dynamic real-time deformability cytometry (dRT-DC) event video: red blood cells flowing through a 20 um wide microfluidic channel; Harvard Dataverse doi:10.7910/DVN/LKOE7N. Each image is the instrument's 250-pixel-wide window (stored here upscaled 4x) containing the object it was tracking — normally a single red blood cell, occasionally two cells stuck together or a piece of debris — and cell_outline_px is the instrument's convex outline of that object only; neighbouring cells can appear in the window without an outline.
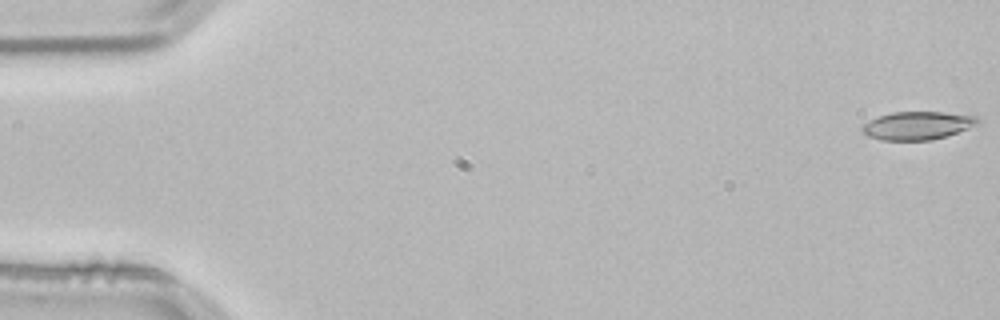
{"species": "common noctule bat (a hibernating species)", "species_latin": "Nyctalus noctula", "temperature_condition": "room temperature", "stored_images_in_passage": 54, "camera_frame_rate_fps": 3000, "um_per_image_px": 0.085, "animal": {"sex": "male", "body_mass_g": 21.5, "forearm_length_mm": 52.0}, "frame": {"image": 1, "passage_image": 1, "time_ms": 0.0, "image_size_px": [1000, 320], "cell_outline_px": [[980, 124], [932, 140], [880, 140], [868, 136], [860, 132], [860, 128], [868, 120], [892, 112], [944, 112], [976, 116], [980, 120]], "centroid_in_image_um": [77.95, 10.67], "position_along_channel_um": 7.0, "area_um2": 18.96}}
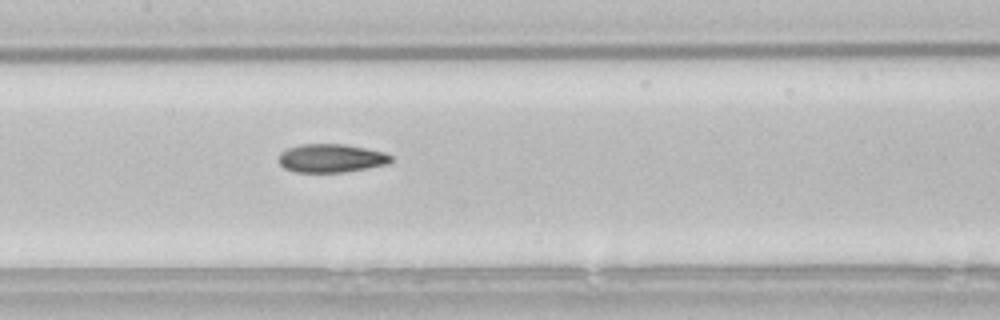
{"frame": {"image": 2, "passage_image": 26, "time_ms": 8.333, "image_size_px": [1000, 320], "cell_outline_px": [[392, 160], [388, 164], [344, 172], [296, 172], [284, 168], [280, 164], [280, 152], [288, 148], [300, 144], [344, 144], [384, 152], [392, 156]], "centroid_in_image_um": [28.15, 13.44], "position_along_channel_um": 179.3, "area_um2": 18.5}}
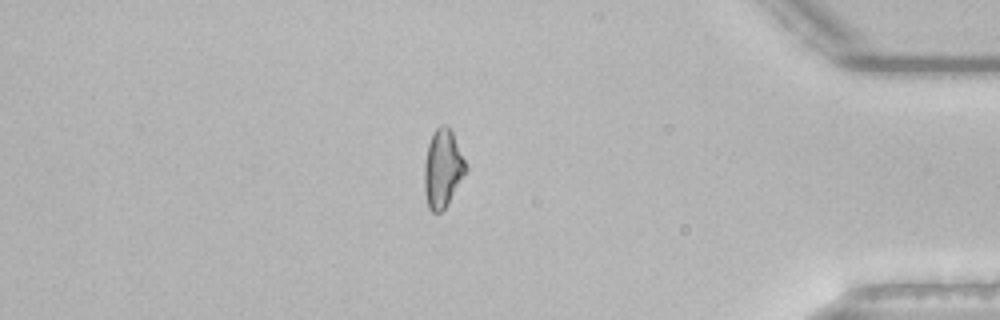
{"frame": {"image": 3, "passage_image": 46, "time_ms": 15.0, "image_size_px": [1000, 320], "cell_outline_px": [[468, 168], [448, 204], [440, 212], [432, 212], [428, 208], [424, 192], [424, 164], [428, 144], [432, 132], [440, 124], [444, 124], [452, 132]], "centroid_in_image_um": [37.61, 14.33], "position_along_channel_um": 397.6, "area_um2": 18.84}, "authors_computed_cell_mechanics": {"area_um2": 18.9873, "velocity_mm_per_s": 3.8128, "shape_relaxation_time_tau1_ms": null, "shape_relaxation_time_tau2_ms": 3.746, "deformation_change_tau1": null, "deformation_change_tau2": 0.109}}